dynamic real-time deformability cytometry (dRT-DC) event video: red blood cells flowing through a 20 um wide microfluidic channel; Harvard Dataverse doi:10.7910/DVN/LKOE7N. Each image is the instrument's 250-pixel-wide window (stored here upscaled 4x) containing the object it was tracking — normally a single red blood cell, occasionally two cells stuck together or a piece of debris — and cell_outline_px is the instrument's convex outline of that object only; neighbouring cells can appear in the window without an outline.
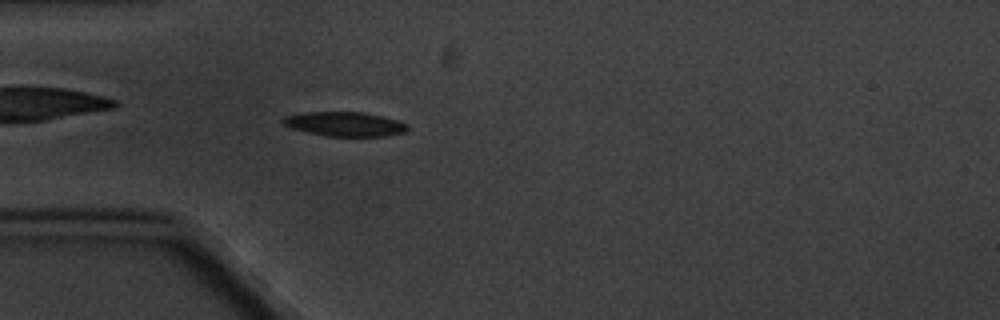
{"species": "common noctule bat (a hibernating species)", "species_latin": "Nyctalus noctula", "temperature_condition": "cold", "stored_images_in_passage": 3, "camera_frame_rate_fps": 3000, "um_per_image_px": 0.085, "animal": {"sex": "male", "body_mass_g": 20.1, "forearm_length_mm": 53.5}, "frame": {"image": 1, "passage_image": 3, "time_ms": 3.0, "image_size_px": [1000, 320], "cell_outline_px": [[408, 128], [404, 132], [384, 136], [328, 136], [308, 132], [292, 128], [284, 124], [280, 120], [284, 116], [300, 112], [364, 112], [384, 116], [408, 124]], "centroid_in_image_um": [29.29, 10.53], "position_along_channel_um": 55.7, "area_um2": 17.69}}